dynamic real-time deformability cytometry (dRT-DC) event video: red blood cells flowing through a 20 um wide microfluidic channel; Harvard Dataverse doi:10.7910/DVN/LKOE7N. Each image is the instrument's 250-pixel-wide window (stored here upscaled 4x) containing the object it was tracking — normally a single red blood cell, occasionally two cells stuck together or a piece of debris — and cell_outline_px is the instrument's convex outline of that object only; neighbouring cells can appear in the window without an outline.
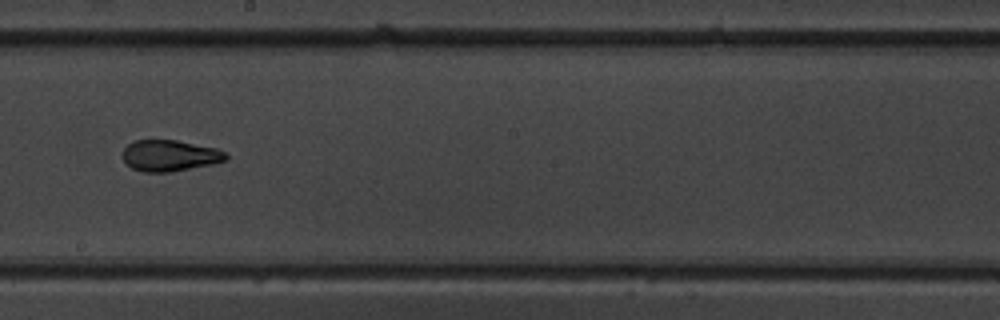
{"species": "common noctule bat (a hibernating species)", "species_latin": "Nyctalus noctula", "temperature_condition": "warm", "stored_images_in_passage": 16, "camera_frame_rate_fps": 3000, "um_per_image_px": 0.085, "animal": {"sex": "male", "body_mass_g": 19.5, "forearm_length_mm": 54.6}, "frame": {"image": 1, "passage_image": 10, "time_ms": 10.333, "image_size_px": [1000, 320], "cell_outline_px": [[228, 160], [212, 164], [168, 172], [144, 172], [132, 168], [124, 160], [124, 148], [132, 140], [176, 140], [216, 148], [224, 152], [228, 156]], "centroid_in_image_um": [14.44, 13.22], "position_along_channel_um": 233.8, "area_um2": 18.61}}
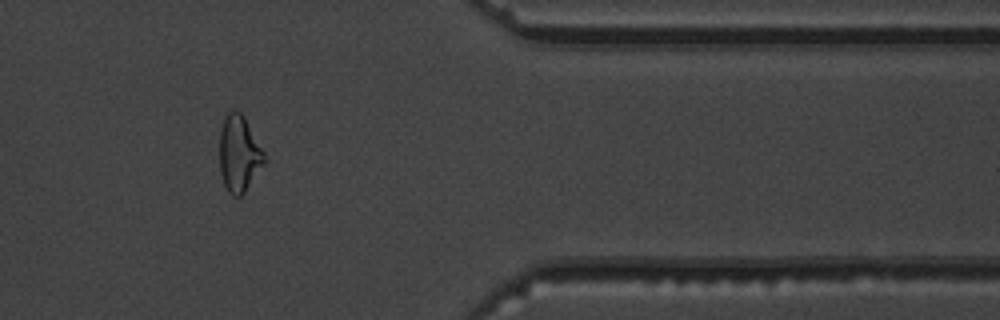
{"frame": {"image": 2, "passage_image": 14, "time_ms": 15.0, "image_size_px": [1000, 320], "cell_outline_px": [[264, 164], [244, 192], [240, 196], [232, 196], [228, 192], [224, 184], [220, 172], [220, 128], [224, 116], [228, 112], [240, 112], [244, 116], [264, 152]], "centroid_in_image_um": [20.3, 13.07], "position_along_channel_um": 391.1, "area_um2": 19.65}, "authors_computed_cell_mechanics": {"area_um2": 19.6231, "velocity_mm_per_s": 3.7572, "shape_relaxation_time_tau1_ms": 4.3638, "shape_relaxation_time_tau2_ms": 1.2999, "deformation_change_tau1": 0.1425, "deformation_change_tau2": 0.0465}}